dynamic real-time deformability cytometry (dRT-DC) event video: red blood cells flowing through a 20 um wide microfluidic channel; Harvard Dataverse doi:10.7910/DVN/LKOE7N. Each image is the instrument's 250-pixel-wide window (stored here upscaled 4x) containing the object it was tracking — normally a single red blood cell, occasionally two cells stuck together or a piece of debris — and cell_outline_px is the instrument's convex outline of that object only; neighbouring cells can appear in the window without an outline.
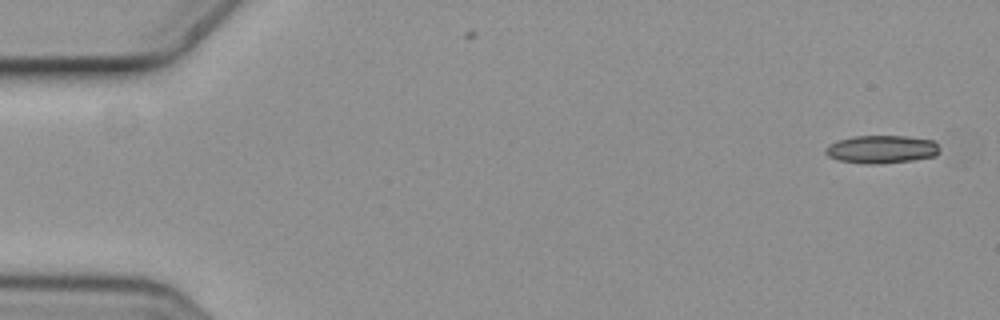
{"species": "common noctule bat (a hibernating species)", "species_latin": "Nyctalus noctula", "temperature_condition": "cold", "stored_images_in_passage": 5, "camera_frame_rate_fps": 3000, "um_per_image_px": 0.085, "animal": {"sex": "female", "body_mass_g": 19.3, "forearm_length_mm": 54.1}, "frame": {"image": 1, "passage_image": 1, "time_ms": 0.0, "image_size_px": [1000, 320], "cell_outline_px": [[940, 152], [936, 156], [912, 160], [880, 164], [864, 164], [836, 160], [828, 156], [824, 152], [824, 148], [828, 144], [836, 140], [852, 136], [908, 136], [932, 140], [940, 148]], "centroid_in_image_um": [74.89, 12.69], "position_along_channel_um": 10.1, "area_um2": 18.96}}